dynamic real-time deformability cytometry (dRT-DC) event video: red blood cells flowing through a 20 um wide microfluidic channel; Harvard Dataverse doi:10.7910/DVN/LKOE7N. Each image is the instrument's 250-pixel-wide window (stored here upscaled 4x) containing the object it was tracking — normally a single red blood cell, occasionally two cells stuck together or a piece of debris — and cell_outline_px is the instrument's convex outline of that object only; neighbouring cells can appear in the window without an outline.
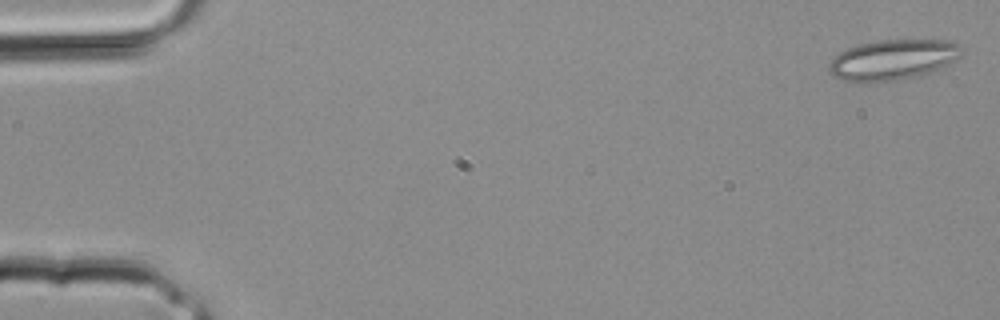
{"species": "common noctule bat (a hibernating species)", "species_latin": "Nyctalus noctula", "temperature_condition": "room temperature", "stored_images_in_passage": 34, "camera_frame_rate_fps": 3000, "um_per_image_px": 0.085, "animal": {"sex": "male", "body_mass_g": 20.4}, "frame": {"image": 1, "passage_image": 1, "time_ms": 0.0, "image_size_px": [1000, 320], "cell_outline_px": [[964, 52], [956, 60], [936, 72], [920, 76], [900, 80], [868, 84], [856, 84], [840, 80], [832, 76], [828, 72], [828, 64], [840, 52], [848, 48], [860, 44], [876, 40], [944, 40], [960, 44], [964, 48]], "centroid_in_image_um": [75.9, 5.12], "position_along_channel_um": 9.1, "area_um2": 32.37}}
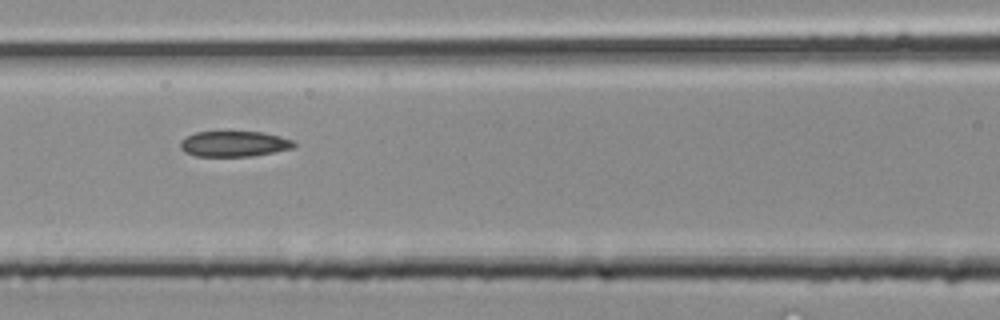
{"frame": {"image": 2, "passage_image": 15, "time_ms": 4.667, "image_size_px": [1000, 320], "cell_outline_px": [[296, 144], [292, 148], [252, 156], [196, 156], [184, 152], [180, 148], [180, 140], [196, 132], [260, 132], [280, 136], [296, 140]], "centroid_in_image_um": [19.9, 12.23], "position_along_channel_um": 146.7, "area_um2": 16.88}}
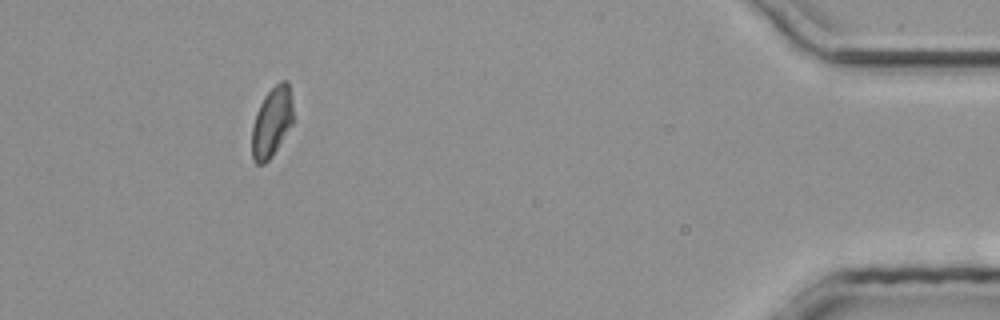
{"frame": {"image": 3, "passage_image": 31, "time_ms": 10.0, "image_size_px": [1000, 320], "cell_outline_px": [[292, 124], [272, 156], [264, 164], [256, 164], [252, 156], [252, 124], [256, 112], [264, 96], [280, 80], [288, 80], [292, 104]], "centroid_in_image_um": [23.09, 10.37], "position_along_channel_um": 412.1, "area_um2": 16.7}}